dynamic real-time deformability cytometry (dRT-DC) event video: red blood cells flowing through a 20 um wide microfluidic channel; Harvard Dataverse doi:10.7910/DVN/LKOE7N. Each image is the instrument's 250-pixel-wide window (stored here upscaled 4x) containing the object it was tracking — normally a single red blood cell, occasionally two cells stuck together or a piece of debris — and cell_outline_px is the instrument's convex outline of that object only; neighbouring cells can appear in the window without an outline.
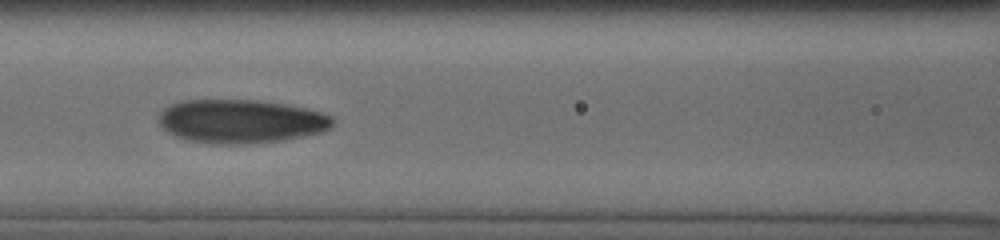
{"species": "human", "species_latin": "Homo sapiens", "temperature_condition": "cold", "stored_images_in_passage": 16, "camera_frame_rate_fps": 3000, "um_per_image_px": 0.085, "donor": {"sex": "male"}, "frame": {"image": 1, "passage_image": 10, "time_ms": 7.667, "image_size_px": [1000, 240], "cell_outline_px": [[336, 120], [332, 128], [324, 132], [284, 140], [244, 144], [212, 144], [188, 140], [176, 136], [168, 132], [160, 124], [160, 112], [164, 108], [172, 104], [184, 100], [256, 100], [284, 104], [304, 108], [320, 112], [332, 116]], "centroid_in_image_um": [20.52, 10.32], "position_along_channel_um": 146.1, "area_um2": 44.33}}
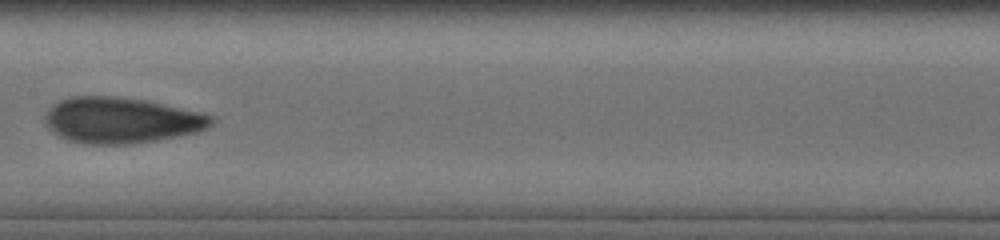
{"frame": {"image": 2, "passage_image": 12, "time_ms": 9.0, "image_size_px": [1000, 240], "cell_outline_px": [[216, 120], [208, 128], [196, 132], [180, 136], [132, 144], [84, 144], [68, 140], [52, 132], [44, 124], [44, 116], [48, 108], [52, 104], [68, 96], [120, 96], [148, 100], [200, 112], [216, 116]], "centroid_in_image_um": [10.3, 10.21], "position_along_channel_um": 197.1, "area_um2": 45.2}}
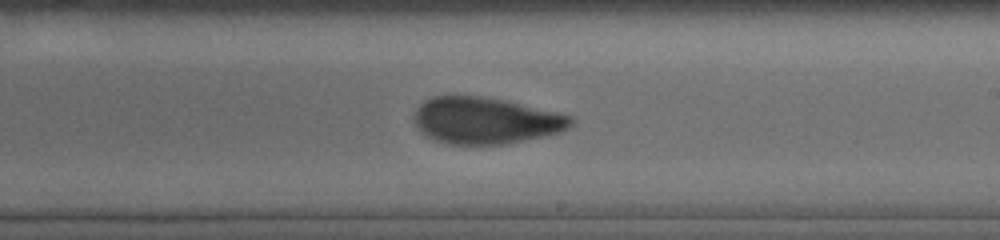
{"frame": {"image": 3, "passage_image": 14, "time_ms": 10.333, "image_size_px": [1000, 240], "cell_outline_px": [[576, 120], [564, 132], [504, 144], [448, 144], [436, 140], [420, 132], [412, 116], [416, 108], [424, 100], [432, 96], [480, 96], [504, 100], [560, 112], [572, 116]], "centroid_in_image_um": [41.3, 10.24], "position_along_channel_um": 247.7, "area_um2": 42.83}}